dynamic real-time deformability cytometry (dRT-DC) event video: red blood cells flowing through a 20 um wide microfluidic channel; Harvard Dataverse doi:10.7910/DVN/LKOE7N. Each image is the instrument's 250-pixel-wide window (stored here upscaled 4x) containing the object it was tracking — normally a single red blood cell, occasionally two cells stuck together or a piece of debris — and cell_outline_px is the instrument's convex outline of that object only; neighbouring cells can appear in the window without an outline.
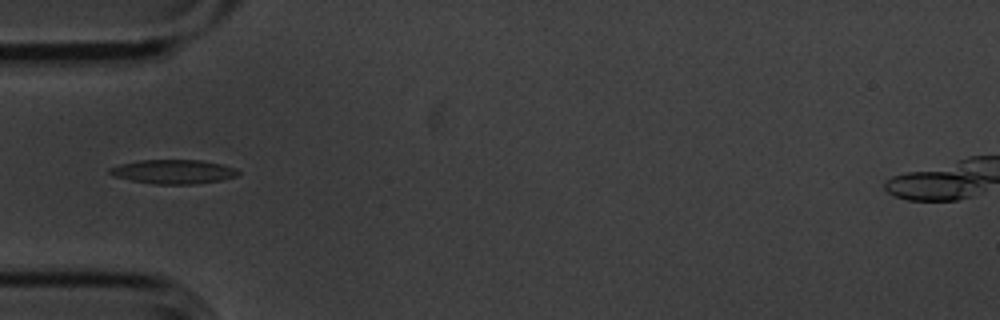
{"species": "common noctule bat (a hibernating species)", "species_latin": "Nyctalus noctula", "temperature_condition": "cold", "stored_images_in_passage": 10, "camera_frame_rate_fps": 3000, "um_per_image_px": 0.085, "animal": {"sex": "male", "body_mass_g": 20.1, "forearm_length_mm": 53.5}, "frame": {"image": 1, "passage_image": 4, "time_ms": 1.0, "image_size_px": [1000, 320], "cell_outline_px": [[240, 172], [236, 176], [220, 180], [192, 184], [152, 184], [112, 176], [108, 172], [108, 168], [120, 164], [140, 160], [200, 160], [220, 164], [236, 168]], "centroid_in_image_um": [14.7, 14.59], "position_along_channel_um": 70.3, "area_um2": 17.98}}
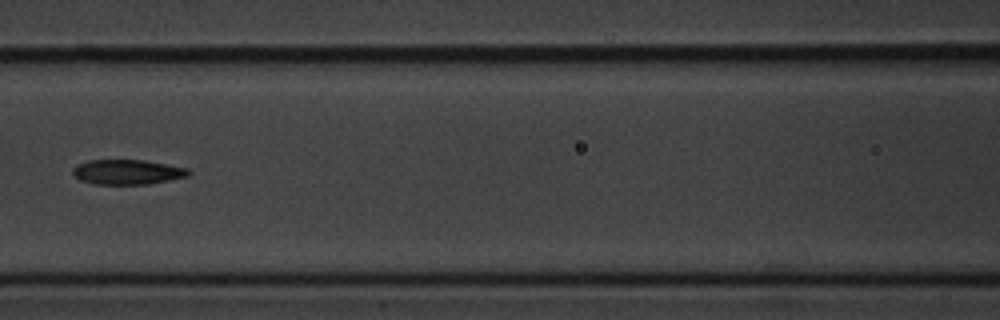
{"frame": {"image": 2, "passage_image": 6, "time_ms": 1.667, "image_size_px": [1000, 320], "cell_outline_px": [[192, 172], [188, 176], [148, 184], [92, 184], [80, 180], [72, 172], [72, 168], [76, 164], [88, 160], [144, 160], [188, 168]], "centroid_in_image_um": [10.81, 14.62], "position_along_channel_um": 155.8, "area_um2": 16.82}}
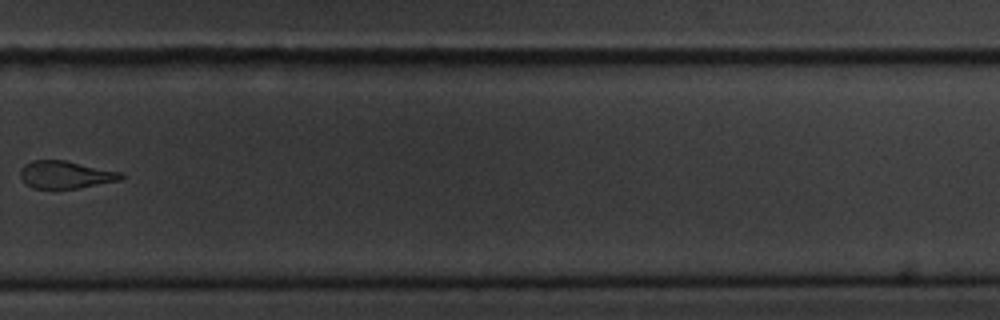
{"frame": {"image": 3, "passage_image": 10, "time_ms": 3.0, "image_size_px": [1000, 320], "cell_outline_px": [[124, 176], [120, 180], [76, 188], [32, 188], [20, 176], [20, 168], [24, 164], [32, 160], [64, 160], [120, 172]], "centroid_in_image_um": [5.53, 14.83], "position_along_channel_um": 324.3, "area_um2": 15.84}}